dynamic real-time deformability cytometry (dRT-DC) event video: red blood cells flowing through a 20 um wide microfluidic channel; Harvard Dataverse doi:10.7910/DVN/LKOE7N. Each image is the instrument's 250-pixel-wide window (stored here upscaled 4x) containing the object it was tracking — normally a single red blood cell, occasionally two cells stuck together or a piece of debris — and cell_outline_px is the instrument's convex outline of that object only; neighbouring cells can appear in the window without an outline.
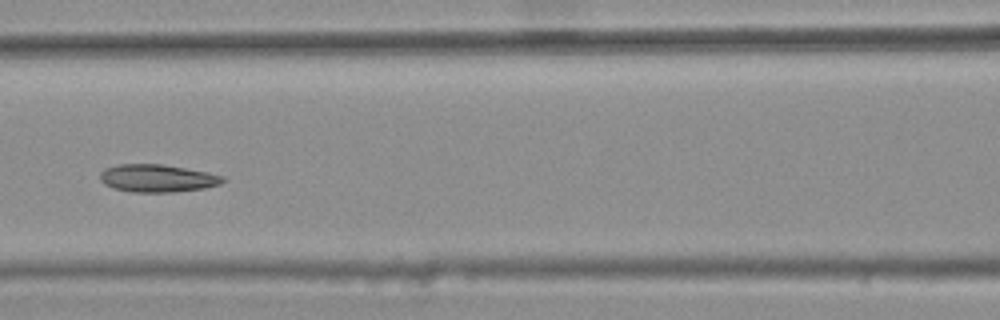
{"species": "common noctule bat (a hibernating species)", "species_latin": "Nyctalus noctula", "temperature_condition": "warm", "stored_images_in_passage": 7, "camera_frame_rate_fps": 3000, "um_per_image_px": 0.085, "animal": {"sex": "female", "body_mass_g": 25.1}, "frame": {"image": 1, "passage_image": 7, "time_ms": 2.0, "image_size_px": [1000, 320], "cell_outline_px": [[224, 180], [220, 184], [204, 188], [172, 192], [128, 192], [112, 188], [104, 184], [100, 180], [100, 172], [104, 168], [120, 164], [160, 164], [208, 172], [224, 176]], "centroid_in_image_um": [13.33, 15.15], "position_along_channel_um": 153.3, "area_um2": 19.83}}